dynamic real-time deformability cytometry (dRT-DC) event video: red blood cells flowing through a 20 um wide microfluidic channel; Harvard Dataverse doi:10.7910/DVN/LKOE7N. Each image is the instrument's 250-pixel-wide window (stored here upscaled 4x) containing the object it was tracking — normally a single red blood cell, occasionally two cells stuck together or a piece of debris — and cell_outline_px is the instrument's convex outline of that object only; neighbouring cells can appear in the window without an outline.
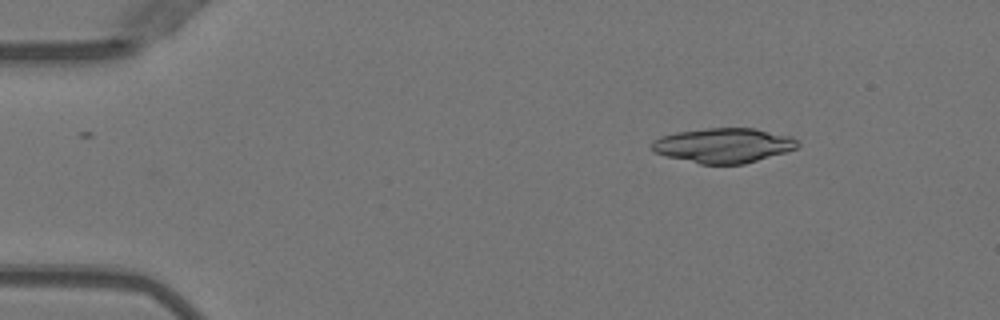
{"species": "Egyptian fruit bat (a non-hibernating species)", "species_latin": "Rousettus aegyptiacus", "temperature_condition": "warm", "stored_images_in_passage": 47, "camera_frame_rate_fps": 3000, "um_per_image_px": 0.085, "animal": {"sex": "female"}, "frame": {"image": 1, "passage_image": 4, "time_ms": 1.0, "image_size_px": [1000, 320], "cell_outline_px": [[800, 144], [796, 148], [784, 152], [744, 164], [700, 164], [668, 156], [656, 152], [652, 148], [652, 140], [660, 136], [676, 132], [708, 128], [752, 128], [792, 136]], "centroid_in_image_um": [61.49, 12.35], "position_along_channel_um": 23.5, "area_um2": 29.25}}
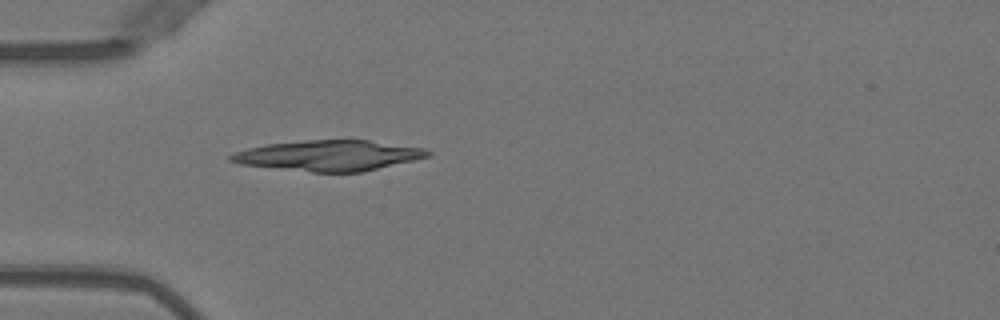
{"frame": {"image": 2, "passage_image": 12, "time_ms": 3.667, "image_size_px": [1000, 320], "cell_outline_px": [[432, 156], [360, 172], [312, 172], [240, 164], [228, 160], [228, 156], [236, 152], [248, 148], [268, 144], [308, 140], [368, 140], [428, 148], [432, 152]], "centroid_in_image_um": [28.0, 13.21], "position_along_channel_um": 57.0, "area_um2": 34.91}}
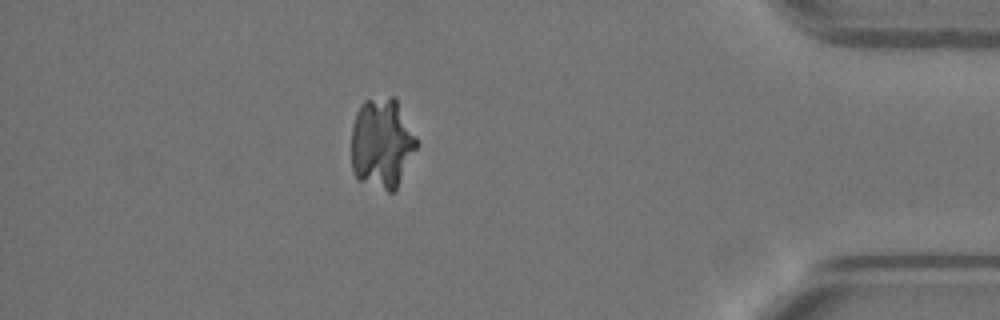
{"frame": {"image": 3, "passage_image": 41, "time_ms": 13.333, "image_size_px": [1000, 320], "cell_outline_px": [[420, 144], [396, 188], [392, 192], [388, 192], [356, 180], [352, 172], [352, 124], [356, 112], [360, 104], [364, 100], [392, 96], [396, 96]], "centroid_in_image_um": [32.47, 12.17], "position_along_channel_um": 402.7, "area_um2": 35.03}}